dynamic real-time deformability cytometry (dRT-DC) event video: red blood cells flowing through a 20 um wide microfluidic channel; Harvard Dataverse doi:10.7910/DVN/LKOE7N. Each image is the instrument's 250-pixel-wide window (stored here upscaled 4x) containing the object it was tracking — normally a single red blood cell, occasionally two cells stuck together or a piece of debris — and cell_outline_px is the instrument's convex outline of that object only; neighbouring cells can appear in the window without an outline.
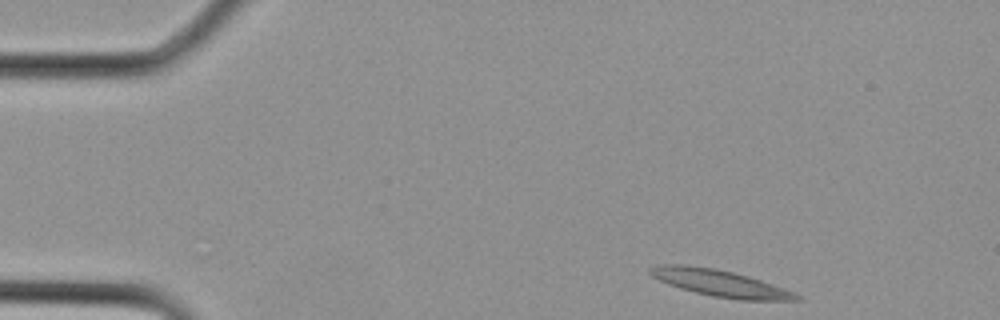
{"species": "Egyptian fruit bat (a non-hibernating species)", "species_latin": "Rousettus aegyptiacus", "temperature_condition": "cold", "stored_images_in_passage": 13, "camera_frame_rate_fps": 3000, "um_per_image_px": 0.085, "animal": {"sex": "female"}, "frame": {"image": 1, "passage_image": 1, "time_ms": 0.0, "image_size_px": [1000, 320], "cell_outline_px": [[800, 300], [740, 300], [712, 296], [680, 288], [668, 284], [652, 276], [648, 272], [648, 268], [664, 264], [680, 264], [712, 268], [732, 272], [748, 276], [784, 288], [800, 296]], "centroid_in_image_um": [61.18, 24.07], "position_along_channel_um": 23.8, "area_um2": 22.37}}
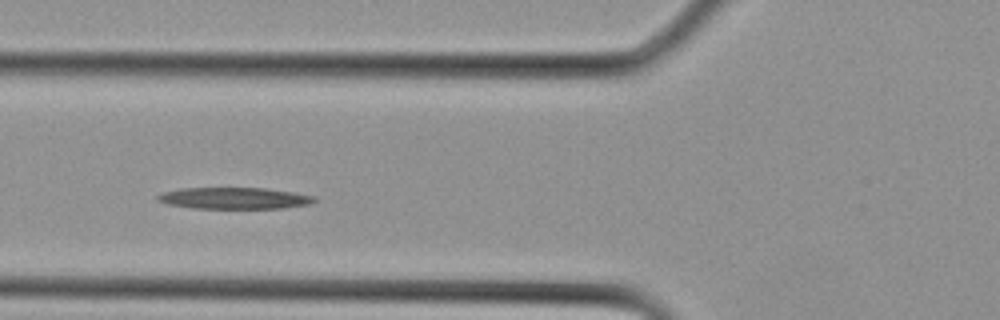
{"frame": {"image": 2, "passage_image": 8, "time_ms": 2.333, "image_size_px": [1000, 320], "cell_outline_px": [[316, 200], [308, 204], [284, 208], [192, 208], [168, 204], [156, 200], [156, 196], [164, 192], [180, 188], [264, 188], [296, 192], [316, 196]], "centroid_in_image_um": [19.92, 16.84], "position_along_channel_um": 105.9, "area_um2": 19.65}}
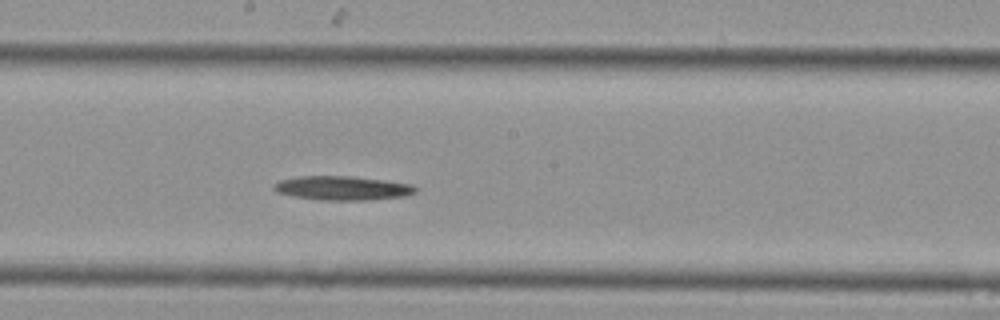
{"frame": {"image": 3, "passage_image": 13, "time_ms": 4.0, "image_size_px": [1000, 320], "cell_outline_px": [[416, 192], [404, 196], [364, 200], [324, 200], [296, 196], [276, 192], [272, 188], [272, 184], [280, 180], [300, 176], [348, 176], [412, 184], [416, 188]], "centroid_in_image_um": [29.06, 15.98], "position_along_channel_um": 219.1, "area_um2": 19.54}}